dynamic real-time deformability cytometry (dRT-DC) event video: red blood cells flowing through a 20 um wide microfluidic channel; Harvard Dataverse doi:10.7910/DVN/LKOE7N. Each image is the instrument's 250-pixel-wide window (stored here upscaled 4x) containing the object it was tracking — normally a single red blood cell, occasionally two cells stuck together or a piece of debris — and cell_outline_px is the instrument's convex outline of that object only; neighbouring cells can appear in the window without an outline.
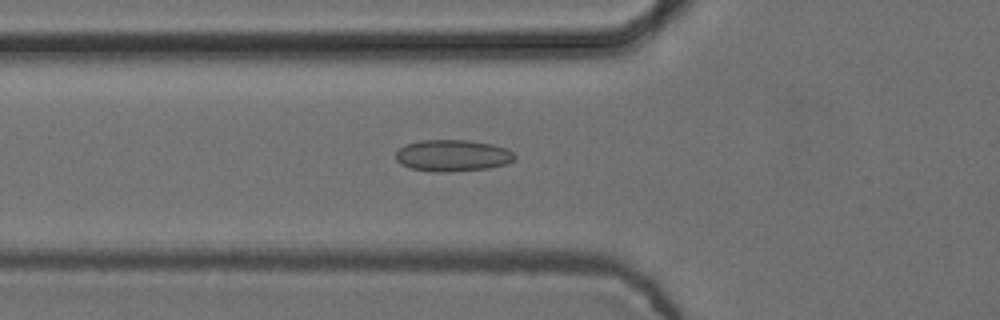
{"species": "common noctule bat (a hibernating species)", "species_latin": "Nyctalus noctula", "temperature_condition": "cold", "stored_images_in_passage": 40, "camera_frame_rate_fps": 3000, "um_per_image_px": 0.085, "animal": {"sex": "female", "body_mass_g": 24.6, "forearm_length_mm": 56.2}, "frame": {"image": 1, "passage_image": 10, "time_ms": 3.0, "image_size_px": [1000, 320], "cell_outline_px": [[516, 160], [508, 164], [488, 168], [448, 172], [432, 172], [412, 168], [400, 164], [396, 160], [396, 152], [404, 144], [420, 140], [468, 140], [492, 144], [508, 148], [516, 156]], "centroid_in_image_um": [38.49, 13.22], "position_along_channel_um": 87.3, "area_um2": 22.2}}
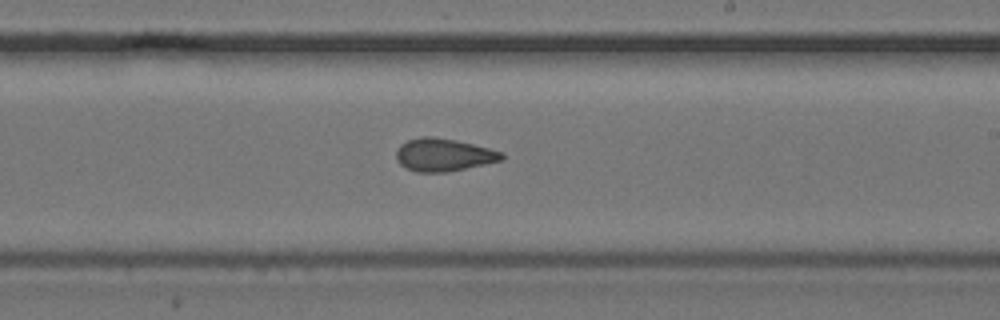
{"frame": {"image": 2, "passage_image": 23, "time_ms": 7.333, "image_size_px": [1000, 320], "cell_outline_px": [[504, 160], [444, 172], [416, 172], [404, 168], [396, 160], [396, 148], [400, 144], [408, 140], [420, 136], [432, 136], [456, 140], [504, 152]], "centroid_in_image_um": [37.66, 13.15], "position_along_channel_um": 251.3, "area_um2": 20.23}}
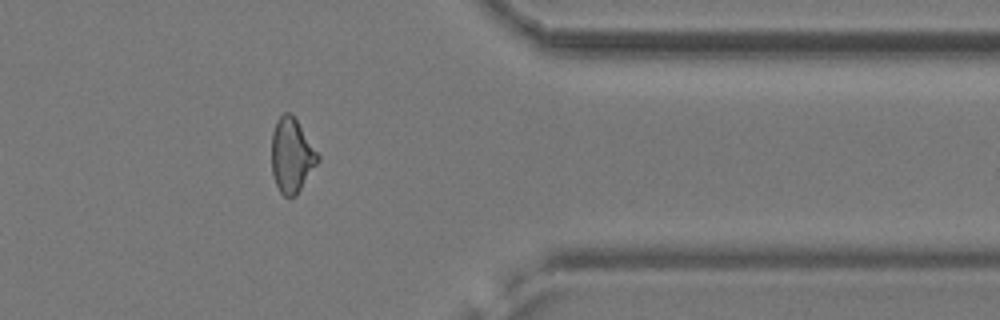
{"frame": {"image": 3, "passage_image": 35, "time_ms": 11.333, "image_size_px": [1000, 320], "cell_outline_px": [[320, 160], [296, 196], [288, 200], [280, 192], [276, 184], [272, 172], [272, 132], [276, 120], [284, 112], [292, 112], [320, 156]], "centroid_in_image_um": [24.8, 13.22], "position_along_channel_um": 386.6, "area_um2": 20.29}, "authors_computed_cell_mechanics": {"area_um2": 20.4612, "velocity_mm_per_s": 3.7639, "shape_relaxation_time_tau1_ms": null, "shape_relaxation_time_tau2_ms": 2.5273, "deformation_change_tau1": null, "deformation_change_tau2": 0.1044}}